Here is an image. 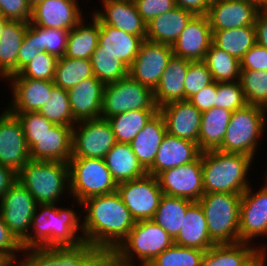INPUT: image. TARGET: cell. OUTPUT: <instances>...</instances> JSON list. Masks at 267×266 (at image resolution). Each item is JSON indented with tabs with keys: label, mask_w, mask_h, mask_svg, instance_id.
I'll list each match as a JSON object with an SVG mask.
<instances>
[{
	"label": "cell",
	"mask_w": 267,
	"mask_h": 266,
	"mask_svg": "<svg viewBox=\"0 0 267 266\" xmlns=\"http://www.w3.org/2000/svg\"><path fill=\"white\" fill-rule=\"evenodd\" d=\"M99 21L98 46L93 53H110L115 55L128 69L139 53V49L146 37H139Z\"/></svg>",
	"instance_id": "cell-23"
},
{
	"label": "cell",
	"mask_w": 267,
	"mask_h": 266,
	"mask_svg": "<svg viewBox=\"0 0 267 266\" xmlns=\"http://www.w3.org/2000/svg\"><path fill=\"white\" fill-rule=\"evenodd\" d=\"M251 243L215 244L205 251L201 266H241L258 248Z\"/></svg>",
	"instance_id": "cell-39"
},
{
	"label": "cell",
	"mask_w": 267,
	"mask_h": 266,
	"mask_svg": "<svg viewBox=\"0 0 267 266\" xmlns=\"http://www.w3.org/2000/svg\"><path fill=\"white\" fill-rule=\"evenodd\" d=\"M193 203L186 198L163 194L152 221L175 239L181 230L186 211Z\"/></svg>",
	"instance_id": "cell-37"
},
{
	"label": "cell",
	"mask_w": 267,
	"mask_h": 266,
	"mask_svg": "<svg viewBox=\"0 0 267 266\" xmlns=\"http://www.w3.org/2000/svg\"><path fill=\"white\" fill-rule=\"evenodd\" d=\"M69 30L40 28L36 26V43L38 50L61 58L66 53Z\"/></svg>",
	"instance_id": "cell-47"
},
{
	"label": "cell",
	"mask_w": 267,
	"mask_h": 266,
	"mask_svg": "<svg viewBox=\"0 0 267 266\" xmlns=\"http://www.w3.org/2000/svg\"><path fill=\"white\" fill-rule=\"evenodd\" d=\"M28 5L31 7V9L33 7H35L39 2H41L42 0H26Z\"/></svg>",
	"instance_id": "cell-64"
},
{
	"label": "cell",
	"mask_w": 267,
	"mask_h": 266,
	"mask_svg": "<svg viewBox=\"0 0 267 266\" xmlns=\"http://www.w3.org/2000/svg\"><path fill=\"white\" fill-rule=\"evenodd\" d=\"M104 160L117 184L138 179L147 174L128 143L116 142Z\"/></svg>",
	"instance_id": "cell-33"
},
{
	"label": "cell",
	"mask_w": 267,
	"mask_h": 266,
	"mask_svg": "<svg viewBox=\"0 0 267 266\" xmlns=\"http://www.w3.org/2000/svg\"><path fill=\"white\" fill-rule=\"evenodd\" d=\"M8 21H9L8 19H6L3 15L0 14V37L3 31V28L5 27Z\"/></svg>",
	"instance_id": "cell-63"
},
{
	"label": "cell",
	"mask_w": 267,
	"mask_h": 266,
	"mask_svg": "<svg viewBox=\"0 0 267 266\" xmlns=\"http://www.w3.org/2000/svg\"><path fill=\"white\" fill-rule=\"evenodd\" d=\"M89 77H94L90 59L58 58L53 80L56 87L68 90Z\"/></svg>",
	"instance_id": "cell-41"
},
{
	"label": "cell",
	"mask_w": 267,
	"mask_h": 266,
	"mask_svg": "<svg viewBox=\"0 0 267 266\" xmlns=\"http://www.w3.org/2000/svg\"><path fill=\"white\" fill-rule=\"evenodd\" d=\"M258 249L241 265V266H266V248L265 246Z\"/></svg>",
	"instance_id": "cell-61"
},
{
	"label": "cell",
	"mask_w": 267,
	"mask_h": 266,
	"mask_svg": "<svg viewBox=\"0 0 267 266\" xmlns=\"http://www.w3.org/2000/svg\"><path fill=\"white\" fill-rule=\"evenodd\" d=\"M20 120L29 150L37 143V139L45 135L55 125L38 111L12 113Z\"/></svg>",
	"instance_id": "cell-48"
},
{
	"label": "cell",
	"mask_w": 267,
	"mask_h": 266,
	"mask_svg": "<svg viewBox=\"0 0 267 266\" xmlns=\"http://www.w3.org/2000/svg\"><path fill=\"white\" fill-rule=\"evenodd\" d=\"M157 179L164 195L198 202L204 195L202 152L195 161L165 170Z\"/></svg>",
	"instance_id": "cell-14"
},
{
	"label": "cell",
	"mask_w": 267,
	"mask_h": 266,
	"mask_svg": "<svg viewBox=\"0 0 267 266\" xmlns=\"http://www.w3.org/2000/svg\"><path fill=\"white\" fill-rule=\"evenodd\" d=\"M92 22L84 24L82 19L74 28L69 30L65 57L90 59L98 46L99 21L93 16Z\"/></svg>",
	"instance_id": "cell-35"
},
{
	"label": "cell",
	"mask_w": 267,
	"mask_h": 266,
	"mask_svg": "<svg viewBox=\"0 0 267 266\" xmlns=\"http://www.w3.org/2000/svg\"><path fill=\"white\" fill-rule=\"evenodd\" d=\"M22 252L28 254L17 266H95L100 250L83 240L75 246L34 247Z\"/></svg>",
	"instance_id": "cell-10"
},
{
	"label": "cell",
	"mask_w": 267,
	"mask_h": 266,
	"mask_svg": "<svg viewBox=\"0 0 267 266\" xmlns=\"http://www.w3.org/2000/svg\"><path fill=\"white\" fill-rule=\"evenodd\" d=\"M11 82L12 103L7 107L10 113L35 112L44 106L55 87L54 81L32 78H7Z\"/></svg>",
	"instance_id": "cell-22"
},
{
	"label": "cell",
	"mask_w": 267,
	"mask_h": 266,
	"mask_svg": "<svg viewBox=\"0 0 267 266\" xmlns=\"http://www.w3.org/2000/svg\"><path fill=\"white\" fill-rule=\"evenodd\" d=\"M84 241L99 250H116L136 224L117 191L82 202Z\"/></svg>",
	"instance_id": "cell-1"
},
{
	"label": "cell",
	"mask_w": 267,
	"mask_h": 266,
	"mask_svg": "<svg viewBox=\"0 0 267 266\" xmlns=\"http://www.w3.org/2000/svg\"><path fill=\"white\" fill-rule=\"evenodd\" d=\"M104 86L94 76L67 90L73 119L76 122L101 117Z\"/></svg>",
	"instance_id": "cell-25"
},
{
	"label": "cell",
	"mask_w": 267,
	"mask_h": 266,
	"mask_svg": "<svg viewBox=\"0 0 267 266\" xmlns=\"http://www.w3.org/2000/svg\"><path fill=\"white\" fill-rule=\"evenodd\" d=\"M173 244L174 239L163 228L152 220H141L136 221L127 238L115 251L124 259L135 261L137 258L140 264L147 266Z\"/></svg>",
	"instance_id": "cell-8"
},
{
	"label": "cell",
	"mask_w": 267,
	"mask_h": 266,
	"mask_svg": "<svg viewBox=\"0 0 267 266\" xmlns=\"http://www.w3.org/2000/svg\"><path fill=\"white\" fill-rule=\"evenodd\" d=\"M174 244L205 251L215 245L209 236L205 214L198 202L187 209Z\"/></svg>",
	"instance_id": "cell-31"
},
{
	"label": "cell",
	"mask_w": 267,
	"mask_h": 266,
	"mask_svg": "<svg viewBox=\"0 0 267 266\" xmlns=\"http://www.w3.org/2000/svg\"><path fill=\"white\" fill-rule=\"evenodd\" d=\"M124 259L117 251L115 250H100L97 255L95 266H145L140 263H136Z\"/></svg>",
	"instance_id": "cell-57"
},
{
	"label": "cell",
	"mask_w": 267,
	"mask_h": 266,
	"mask_svg": "<svg viewBox=\"0 0 267 266\" xmlns=\"http://www.w3.org/2000/svg\"><path fill=\"white\" fill-rule=\"evenodd\" d=\"M56 205L37 204L30 228L34 234L29 232L21 242L23 249L75 246L84 240L83 235L78 236L79 231L83 233L81 217L71 208Z\"/></svg>",
	"instance_id": "cell-2"
},
{
	"label": "cell",
	"mask_w": 267,
	"mask_h": 266,
	"mask_svg": "<svg viewBox=\"0 0 267 266\" xmlns=\"http://www.w3.org/2000/svg\"><path fill=\"white\" fill-rule=\"evenodd\" d=\"M17 178L33 195L37 204H57L60 196L70 187L69 164L30 160L17 173Z\"/></svg>",
	"instance_id": "cell-4"
},
{
	"label": "cell",
	"mask_w": 267,
	"mask_h": 266,
	"mask_svg": "<svg viewBox=\"0 0 267 266\" xmlns=\"http://www.w3.org/2000/svg\"><path fill=\"white\" fill-rule=\"evenodd\" d=\"M166 133L165 121L158 111L130 143L139 163L146 171L153 165Z\"/></svg>",
	"instance_id": "cell-30"
},
{
	"label": "cell",
	"mask_w": 267,
	"mask_h": 266,
	"mask_svg": "<svg viewBox=\"0 0 267 266\" xmlns=\"http://www.w3.org/2000/svg\"><path fill=\"white\" fill-rule=\"evenodd\" d=\"M190 60L172 55L158 85L153 90L158 108L171 102L185 100V76Z\"/></svg>",
	"instance_id": "cell-28"
},
{
	"label": "cell",
	"mask_w": 267,
	"mask_h": 266,
	"mask_svg": "<svg viewBox=\"0 0 267 266\" xmlns=\"http://www.w3.org/2000/svg\"><path fill=\"white\" fill-rule=\"evenodd\" d=\"M58 58L41 51L29 62L17 75L8 78H32L45 81H53Z\"/></svg>",
	"instance_id": "cell-46"
},
{
	"label": "cell",
	"mask_w": 267,
	"mask_h": 266,
	"mask_svg": "<svg viewBox=\"0 0 267 266\" xmlns=\"http://www.w3.org/2000/svg\"><path fill=\"white\" fill-rule=\"evenodd\" d=\"M240 202L241 194L233 193H207L199 199L215 244L239 242Z\"/></svg>",
	"instance_id": "cell-5"
},
{
	"label": "cell",
	"mask_w": 267,
	"mask_h": 266,
	"mask_svg": "<svg viewBox=\"0 0 267 266\" xmlns=\"http://www.w3.org/2000/svg\"><path fill=\"white\" fill-rule=\"evenodd\" d=\"M260 7L253 0H213L207 13L211 30L254 25Z\"/></svg>",
	"instance_id": "cell-18"
},
{
	"label": "cell",
	"mask_w": 267,
	"mask_h": 266,
	"mask_svg": "<svg viewBox=\"0 0 267 266\" xmlns=\"http://www.w3.org/2000/svg\"><path fill=\"white\" fill-rule=\"evenodd\" d=\"M173 51L170 45L144 40L128 75L152 90L158 85Z\"/></svg>",
	"instance_id": "cell-15"
},
{
	"label": "cell",
	"mask_w": 267,
	"mask_h": 266,
	"mask_svg": "<svg viewBox=\"0 0 267 266\" xmlns=\"http://www.w3.org/2000/svg\"><path fill=\"white\" fill-rule=\"evenodd\" d=\"M29 23L9 20L0 37V76L18 74V53Z\"/></svg>",
	"instance_id": "cell-32"
},
{
	"label": "cell",
	"mask_w": 267,
	"mask_h": 266,
	"mask_svg": "<svg viewBox=\"0 0 267 266\" xmlns=\"http://www.w3.org/2000/svg\"><path fill=\"white\" fill-rule=\"evenodd\" d=\"M256 44L267 48V6H261L255 19Z\"/></svg>",
	"instance_id": "cell-58"
},
{
	"label": "cell",
	"mask_w": 267,
	"mask_h": 266,
	"mask_svg": "<svg viewBox=\"0 0 267 266\" xmlns=\"http://www.w3.org/2000/svg\"><path fill=\"white\" fill-rule=\"evenodd\" d=\"M17 180V173L13 169L0 164V199Z\"/></svg>",
	"instance_id": "cell-60"
},
{
	"label": "cell",
	"mask_w": 267,
	"mask_h": 266,
	"mask_svg": "<svg viewBox=\"0 0 267 266\" xmlns=\"http://www.w3.org/2000/svg\"><path fill=\"white\" fill-rule=\"evenodd\" d=\"M212 0H175L176 7L193 12L195 15H207Z\"/></svg>",
	"instance_id": "cell-59"
},
{
	"label": "cell",
	"mask_w": 267,
	"mask_h": 266,
	"mask_svg": "<svg viewBox=\"0 0 267 266\" xmlns=\"http://www.w3.org/2000/svg\"><path fill=\"white\" fill-rule=\"evenodd\" d=\"M30 160L21 122L6 109L0 114V164L18 173Z\"/></svg>",
	"instance_id": "cell-16"
},
{
	"label": "cell",
	"mask_w": 267,
	"mask_h": 266,
	"mask_svg": "<svg viewBox=\"0 0 267 266\" xmlns=\"http://www.w3.org/2000/svg\"><path fill=\"white\" fill-rule=\"evenodd\" d=\"M231 115L232 111L218 107L202 112L199 132L201 151L214 150L222 144Z\"/></svg>",
	"instance_id": "cell-34"
},
{
	"label": "cell",
	"mask_w": 267,
	"mask_h": 266,
	"mask_svg": "<svg viewBox=\"0 0 267 266\" xmlns=\"http://www.w3.org/2000/svg\"><path fill=\"white\" fill-rule=\"evenodd\" d=\"M0 14L11 21L29 23L32 9L26 0H0Z\"/></svg>",
	"instance_id": "cell-52"
},
{
	"label": "cell",
	"mask_w": 267,
	"mask_h": 266,
	"mask_svg": "<svg viewBox=\"0 0 267 266\" xmlns=\"http://www.w3.org/2000/svg\"><path fill=\"white\" fill-rule=\"evenodd\" d=\"M213 82L211 72L204 61H191L185 76V100Z\"/></svg>",
	"instance_id": "cell-50"
},
{
	"label": "cell",
	"mask_w": 267,
	"mask_h": 266,
	"mask_svg": "<svg viewBox=\"0 0 267 266\" xmlns=\"http://www.w3.org/2000/svg\"><path fill=\"white\" fill-rule=\"evenodd\" d=\"M264 235H267V188L263 186L253 193L249 186L241 195L239 242L250 243Z\"/></svg>",
	"instance_id": "cell-17"
},
{
	"label": "cell",
	"mask_w": 267,
	"mask_h": 266,
	"mask_svg": "<svg viewBox=\"0 0 267 266\" xmlns=\"http://www.w3.org/2000/svg\"><path fill=\"white\" fill-rule=\"evenodd\" d=\"M194 16L191 11L175 7L147 23L146 40L172 46Z\"/></svg>",
	"instance_id": "cell-29"
},
{
	"label": "cell",
	"mask_w": 267,
	"mask_h": 266,
	"mask_svg": "<svg viewBox=\"0 0 267 266\" xmlns=\"http://www.w3.org/2000/svg\"><path fill=\"white\" fill-rule=\"evenodd\" d=\"M159 109L130 110L109 117L115 140L130 144Z\"/></svg>",
	"instance_id": "cell-38"
},
{
	"label": "cell",
	"mask_w": 267,
	"mask_h": 266,
	"mask_svg": "<svg viewBox=\"0 0 267 266\" xmlns=\"http://www.w3.org/2000/svg\"><path fill=\"white\" fill-rule=\"evenodd\" d=\"M203 61L211 72L213 81L233 82L240 78V60L216 47L213 43Z\"/></svg>",
	"instance_id": "cell-40"
},
{
	"label": "cell",
	"mask_w": 267,
	"mask_h": 266,
	"mask_svg": "<svg viewBox=\"0 0 267 266\" xmlns=\"http://www.w3.org/2000/svg\"><path fill=\"white\" fill-rule=\"evenodd\" d=\"M239 82L246 103L267 110V71L240 70Z\"/></svg>",
	"instance_id": "cell-43"
},
{
	"label": "cell",
	"mask_w": 267,
	"mask_h": 266,
	"mask_svg": "<svg viewBox=\"0 0 267 266\" xmlns=\"http://www.w3.org/2000/svg\"><path fill=\"white\" fill-rule=\"evenodd\" d=\"M250 156L227 153L218 149L202 151L204 194H243L248 188L247 174L252 164Z\"/></svg>",
	"instance_id": "cell-3"
},
{
	"label": "cell",
	"mask_w": 267,
	"mask_h": 266,
	"mask_svg": "<svg viewBox=\"0 0 267 266\" xmlns=\"http://www.w3.org/2000/svg\"><path fill=\"white\" fill-rule=\"evenodd\" d=\"M36 43V25L29 22L22 45L18 53V73L41 53Z\"/></svg>",
	"instance_id": "cell-53"
},
{
	"label": "cell",
	"mask_w": 267,
	"mask_h": 266,
	"mask_svg": "<svg viewBox=\"0 0 267 266\" xmlns=\"http://www.w3.org/2000/svg\"><path fill=\"white\" fill-rule=\"evenodd\" d=\"M78 0H42L32 8L31 23L40 28L71 30L83 18Z\"/></svg>",
	"instance_id": "cell-21"
},
{
	"label": "cell",
	"mask_w": 267,
	"mask_h": 266,
	"mask_svg": "<svg viewBox=\"0 0 267 266\" xmlns=\"http://www.w3.org/2000/svg\"><path fill=\"white\" fill-rule=\"evenodd\" d=\"M90 62L94 76L104 85L115 83L128 75V68L110 53H93Z\"/></svg>",
	"instance_id": "cell-45"
},
{
	"label": "cell",
	"mask_w": 267,
	"mask_h": 266,
	"mask_svg": "<svg viewBox=\"0 0 267 266\" xmlns=\"http://www.w3.org/2000/svg\"><path fill=\"white\" fill-rule=\"evenodd\" d=\"M38 112L55 125L73 127L77 123L73 119L67 90L56 86L51 91V97Z\"/></svg>",
	"instance_id": "cell-42"
},
{
	"label": "cell",
	"mask_w": 267,
	"mask_h": 266,
	"mask_svg": "<svg viewBox=\"0 0 267 266\" xmlns=\"http://www.w3.org/2000/svg\"><path fill=\"white\" fill-rule=\"evenodd\" d=\"M205 250L173 244L147 266H201Z\"/></svg>",
	"instance_id": "cell-44"
},
{
	"label": "cell",
	"mask_w": 267,
	"mask_h": 266,
	"mask_svg": "<svg viewBox=\"0 0 267 266\" xmlns=\"http://www.w3.org/2000/svg\"><path fill=\"white\" fill-rule=\"evenodd\" d=\"M241 70L267 71V48L258 44L252 46L240 60Z\"/></svg>",
	"instance_id": "cell-54"
},
{
	"label": "cell",
	"mask_w": 267,
	"mask_h": 266,
	"mask_svg": "<svg viewBox=\"0 0 267 266\" xmlns=\"http://www.w3.org/2000/svg\"><path fill=\"white\" fill-rule=\"evenodd\" d=\"M16 266L17 264L3 251H0V266Z\"/></svg>",
	"instance_id": "cell-62"
},
{
	"label": "cell",
	"mask_w": 267,
	"mask_h": 266,
	"mask_svg": "<svg viewBox=\"0 0 267 266\" xmlns=\"http://www.w3.org/2000/svg\"><path fill=\"white\" fill-rule=\"evenodd\" d=\"M0 251L5 252L16 264L18 262L17 252L23 251L21 243L10 232L0 216Z\"/></svg>",
	"instance_id": "cell-55"
},
{
	"label": "cell",
	"mask_w": 267,
	"mask_h": 266,
	"mask_svg": "<svg viewBox=\"0 0 267 266\" xmlns=\"http://www.w3.org/2000/svg\"><path fill=\"white\" fill-rule=\"evenodd\" d=\"M76 128L75 125L72 127L71 158L104 159L116 144L111 124L107 119L100 117L79 121Z\"/></svg>",
	"instance_id": "cell-11"
},
{
	"label": "cell",
	"mask_w": 267,
	"mask_h": 266,
	"mask_svg": "<svg viewBox=\"0 0 267 266\" xmlns=\"http://www.w3.org/2000/svg\"><path fill=\"white\" fill-rule=\"evenodd\" d=\"M266 114L265 108L251 104L232 112L222 144L217 149L227 153L244 154L254 159L260 141L258 139L263 136L267 126Z\"/></svg>",
	"instance_id": "cell-6"
},
{
	"label": "cell",
	"mask_w": 267,
	"mask_h": 266,
	"mask_svg": "<svg viewBox=\"0 0 267 266\" xmlns=\"http://www.w3.org/2000/svg\"><path fill=\"white\" fill-rule=\"evenodd\" d=\"M212 43L238 60L256 44L254 25L233 29L212 30Z\"/></svg>",
	"instance_id": "cell-36"
},
{
	"label": "cell",
	"mask_w": 267,
	"mask_h": 266,
	"mask_svg": "<svg viewBox=\"0 0 267 266\" xmlns=\"http://www.w3.org/2000/svg\"><path fill=\"white\" fill-rule=\"evenodd\" d=\"M257 2L260 6H267V0H253Z\"/></svg>",
	"instance_id": "cell-65"
},
{
	"label": "cell",
	"mask_w": 267,
	"mask_h": 266,
	"mask_svg": "<svg viewBox=\"0 0 267 266\" xmlns=\"http://www.w3.org/2000/svg\"><path fill=\"white\" fill-rule=\"evenodd\" d=\"M189 101L201 112L216 107V81L201 89Z\"/></svg>",
	"instance_id": "cell-56"
},
{
	"label": "cell",
	"mask_w": 267,
	"mask_h": 266,
	"mask_svg": "<svg viewBox=\"0 0 267 266\" xmlns=\"http://www.w3.org/2000/svg\"><path fill=\"white\" fill-rule=\"evenodd\" d=\"M265 177L266 178H264V179H265L266 182H265V185L264 186L267 188V175Z\"/></svg>",
	"instance_id": "cell-66"
},
{
	"label": "cell",
	"mask_w": 267,
	"mask_h": 266,
	"mask_svg": "<svg viewBox=\"0 0 267 266\" xmlns=\"http://www.w3.org/2000/svg\"><path fill=\"white\" fill-rule=\"evenodd\" d=\"M138 13L147 24L155 17L176 7L175 0H133Z\"/></svg>",
	"instance_id": "cell-51"
},
{
	"label": "cell",
	"mask_w": 267,
	"mask_h": 266,
	"mask_svg": "<svg viewBox=\"0 0 267 266\" xmlns=\"http://www.w3.org/2000/svg\"><path fill=\"white\" fill-rule=\"evenodd\" d=\"M69 164L70 195L79 206L86 199L117 191L118 184L102 158H71ZM77 199V200H76Z\"/></svg>",
	"instance_id": "cell-7"
},
{
	"label": "cell",
	"mask_w": 267,
	"mask_h": 266,
	"mask_svg": "<svg viewBox=\"0 0 267 266\" xmlns=\"http://www.w3.org/2000/svg\"><path fill=\"white\" fill-rule=\"evenodd\" d=\"M72 157V126L54 125L49 132L37 139L30 149L33 161H62Z\"/></svg>",
	"instance_id": "cell-27"
},
{
	"label": "cell",
	"mask_w": 267,
	"mask_h": 266,
	"mask_svg": "<svg viewBox=\"0 0 267 266\" xmlns=\"http://www.w3.org/2000/svg\"><path fill=\"white\" fill-rule=\"evenodd\" d=\"M169 135L198 144L202 112L189 100L171 102L159 108Z\"/></svg>",
	"instance_id": "cell-20"
},
{
	"label": "cell",
	"mask_w": 267,
	"mask_h": 266,
	"mask_svg": "<svg viewBox=\"0 0 267 266\" xmlns=\"http://www.w3.org/2000/svg\"><path fill=\"white\" fill-rule=\"evenodd\" d=\"M36 206L33 195L18 180L0 199V216L20 243L30 232Z\"/></svg>",
	"instance_id": "cell-12"
},
{
	"label": "cell",
	"mask_w": 267,
	"mask_h": 266,
	"mask_svg": "<svg viewBox=\"0 0 267 266\" xmlns=\"http://www.w3.org/2000/svg\"><path fill=\"white\" fill-rule=\"evenodd\" d=\"M104 10L94 14L104 23L126 33L146 37L147 24L137 11L131 0H102Z\"/></svg>",
	"instance_id": "cell-26"
},
{
	"label": "cell",
	"mask_w": 267,
	"mask_h": 266,
	"mask_svg": "<svg viewBox=\"0 0 267 266\" xmlns=\"http://www.w3.org/2000/svg\"><path fill=\"white\" fill-rule=\"evenodd\" d=\"M212 41L207 15H195L171 47L175 56L190 61H203Z\"/></svg>",
	"instance_id": "cell-19"
},
{
	"label": "cell",
	"mask_w": 267,
	"mask_h": 266,
	"mask_svg": "<svg viewBox=\"0 0 267 266\" xmlns=\"http://www.w3.org/2000/svg\"><path fill=\"white\" fill-rule=\"evenodd\" d=\"M142 109L159 108L155 104L153 90L130 75L104 86L101 118L108 119L130 110Z\"/></svg>",
	"instance_id": "cell-9"
},
{
	"label": "cell",
	"mask_w": 267,
	"mask_h": 266,
	"mask_svg": "<svg viewBox=\"0 0 267 266\" xmlns=\"http://www.w3.org/2000/svg\"><path fill=\"white\" fill-rule=\"evenodd\" d=\"M117 192L135 221L152 220L163 196L156 176L119 183Z\"/></svg>",
	"instance_id": "cell-13"
},
{
	"label": "cell",
	"mask_w": 267,
	"mask_h": 266,
	"mask_svg": "<svg viewBox=\"0 0 267 266\" xmlns=\"http://www.w3.org/2000/svg\"><path fill=\"white\" fill-rule=\"evenodd\" d=\"M246 104L239 80L216 82V107L234 112L243 108Z\"/></svg>",
	"instance_id": "cell-49"
},
{
	"label": "cell",
	"mask_w": 267,
	"mask_h": 266,
	"mask_svg": "<svg viewBox=\"0 0 267 266\" xmlns=\"http://www.w3.org/2000/svg\"><path fill=\"white\" fill-rule=\"evenodd\" d=\"M201 150L198 144L166 133L159 146L153 165L147 174L158 176L161 172L195 161Z\"/></svg>",
	"instance_id": "cell-24"
}]
</instances>
